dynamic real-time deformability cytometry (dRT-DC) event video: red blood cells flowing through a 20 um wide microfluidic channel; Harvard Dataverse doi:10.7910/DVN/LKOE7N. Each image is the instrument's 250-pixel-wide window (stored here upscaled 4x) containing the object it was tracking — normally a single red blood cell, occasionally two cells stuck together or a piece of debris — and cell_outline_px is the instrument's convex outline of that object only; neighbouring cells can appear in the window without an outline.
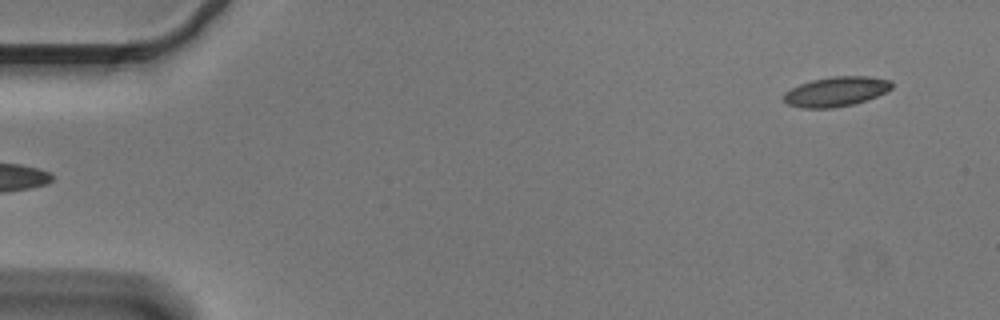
{"species": "Egyptian fruit bat (a non-hibernating species)", "species_latin": "Rousettus aegyptiacus", "temperature_condition": "cold", "stored_images_in_passage": 5, "camera_frame_rate_fps": 3000, "um_per_image_px": 0.085, "animal": {"sex": "male"}, "frame": {"image": 1, "passage_image": 1, "time_ms": 0.0, "image_size_px": [1000, 320], "cell_outline_px": [[892, 88], [876, 96], [852, 104], [832, 108], [800, 108], [788, 104], [784, 100], [784, 92], [800, 84], [812, 80], [832, 76], [868, 76], [892, 80]], "centroid_in_image_um": [71.05, 7.77], "position_along_channel_um": 13.9, "area_um2": 18.55}}